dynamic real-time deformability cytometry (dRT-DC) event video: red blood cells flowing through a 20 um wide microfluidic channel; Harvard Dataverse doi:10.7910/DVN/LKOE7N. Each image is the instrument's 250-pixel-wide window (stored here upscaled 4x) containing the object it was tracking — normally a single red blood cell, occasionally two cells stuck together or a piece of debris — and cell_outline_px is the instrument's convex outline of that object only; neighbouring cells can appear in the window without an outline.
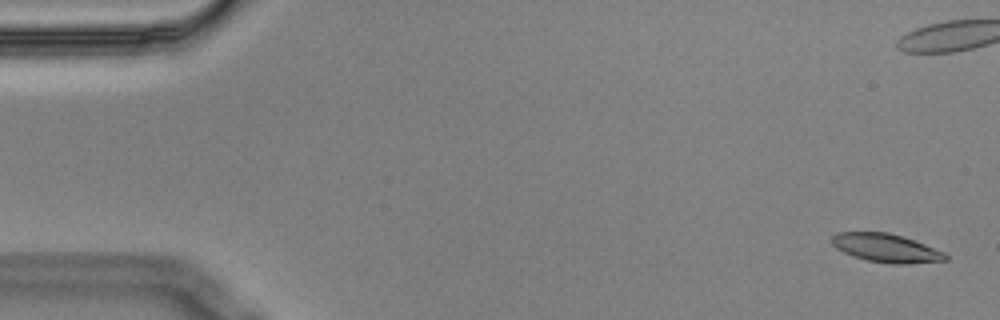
{"species": "Egyptian fruit bat (a non-hibernating species)", "species_latin": "Rousettus aegyptiacus", "temperature_condition": "cold", "stored_images_in_passage": 6, "camera_frame_rate_fps": 3000, "um_per_image_px": 0.085, "animal": {"sex": "male"}, "frame": {"image": 1, "passage_image": 1, "time_ms": 0.0, "image_size_px": [1000, 320], "cell_outline_px": [[948, 260], [904, 264], [892, 264], [868, 260], [852, 256], [836, 248], [832, 244], [832, 236], [836, 232], [888, 232], [924, 244], [944, 252], [948, 256]], "centroid_in_image_um": [75.3, 21.08], "position_along_channel_um": 9.7, "area_um2": 18.67}}